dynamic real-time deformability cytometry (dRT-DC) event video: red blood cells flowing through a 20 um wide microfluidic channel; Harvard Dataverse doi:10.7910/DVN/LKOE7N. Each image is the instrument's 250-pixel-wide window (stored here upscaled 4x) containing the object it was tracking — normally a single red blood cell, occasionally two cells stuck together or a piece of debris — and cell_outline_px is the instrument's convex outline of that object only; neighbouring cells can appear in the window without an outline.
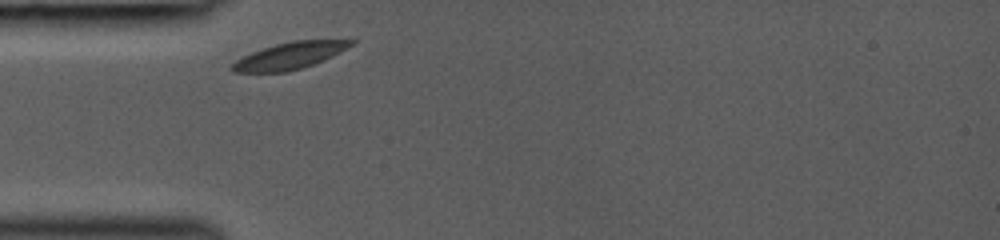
{"species": "common noctule bat (a hibernating species)", "species_latin": "Nyctalus noctula", "temperature_condition": "room temperature", "stored_images_in_passage": 2, "camera_frame_rate_fps": 3000, "um_per_image_px": 0.085, "animal": {"sex": "female", "body_mass_g": 19.0, "forearm_length_mm": 53.3}, "frame": {"image": 1, "passage_image": 1, "time_ms": 0.0, "image_size_px": [1000, 240], "cell_outline_px": [[356, 40], [352, 44], [340, 52], [324, 60], [288, 72], [232, 72], [228, 68], [236, 60], [252, 52], [276, 44], [292, 40]], "centroid_in_image_um": [24.58, 4.74], "position_along_channel_um": 60.4, "area_um2": 18.32}}
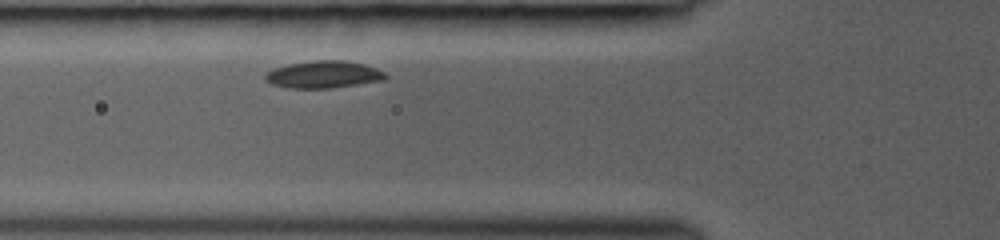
{"frame": {"image": 2, "passage_image": 2, "time_ms": 1.0, "image_size_px": [1000, 240], "cell_outline_px": [[388, 76], [384, 80], [332, 88], [288, 88], [272, 84], [264, 80], [264, 76], [272, 68], [288, 64], [316, 60], [340, 60], [364, 64], [376, 68], [384, 72]], "centroid_in_image_um": [27.48, 6.33], "position_along_channel_um": 98.3, "area_um2": 19.07}}